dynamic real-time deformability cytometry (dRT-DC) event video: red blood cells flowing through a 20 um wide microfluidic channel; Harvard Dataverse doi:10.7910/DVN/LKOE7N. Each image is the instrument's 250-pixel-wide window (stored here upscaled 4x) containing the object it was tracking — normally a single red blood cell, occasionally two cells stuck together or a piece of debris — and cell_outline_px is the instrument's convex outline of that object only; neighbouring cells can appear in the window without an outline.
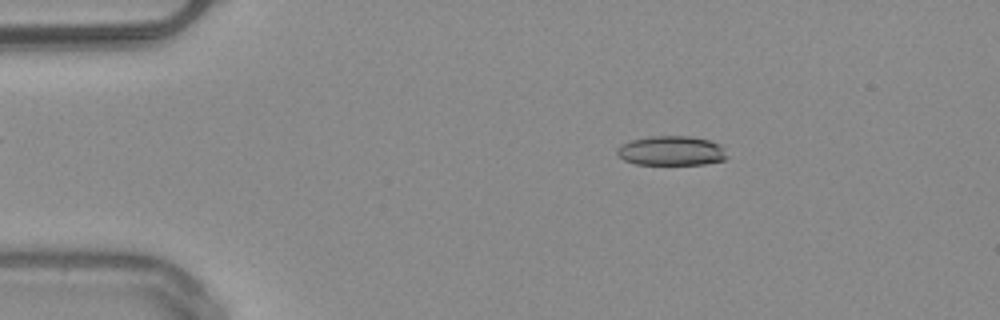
{"species": "common noctule bat (a hibernating species)", "species_latin": "Nyctalus noctula", "temperature_condition": "warm", "stored_images_in_passage": 50, "camera_frame_rate_fps": 3000, "um_per_image_px": 0.085, "animal": {"sex": "male", "body_mass_g": 20.4}, "frame": {"image": 1, "passage_image": 9, "time_ms": 2.667, "image_size_px": [1000, 320], "cell_outline_px": [[728, 156], [724, 160], [704, 164], [636, 164], [624, 160], [616, 152], [624, 144], [632, 140], [652, 136], [688, 136], [712, 140], [720, 144]], "centroid_in_image_um": [57.13, 12.81], "position_along_channel_um": 27.9, "area_um2": 18.73}}
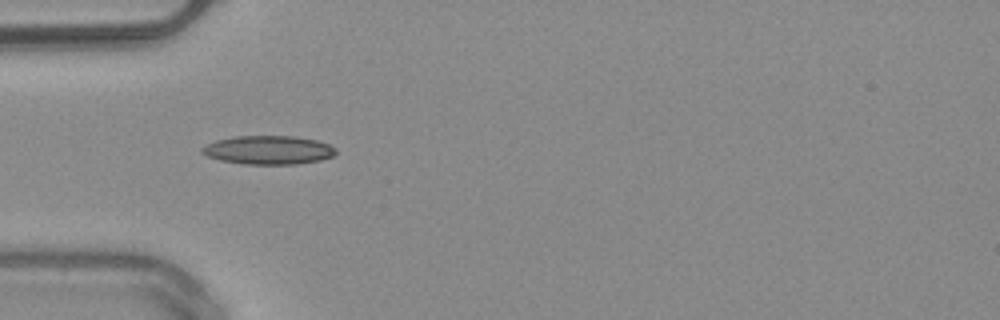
{"frame": {"image": 2, "passage_image": 16, "time_ms": 5.0, "image_size_px": [1000, 320], "cell_outline_px": [[336, 152], [332, 156], [320, 160], [296, 164], [240, 164], [220, 160], [208, 156], [200, 152], [200, 148], [216, 140], [232, 136], [296, 136], [316, 140], [328, 144], [336, 148]], "centroid_in_image_um": [22.79, 12.75], "position_along_channel_um": 62.2, "area_um2": 22.43}}
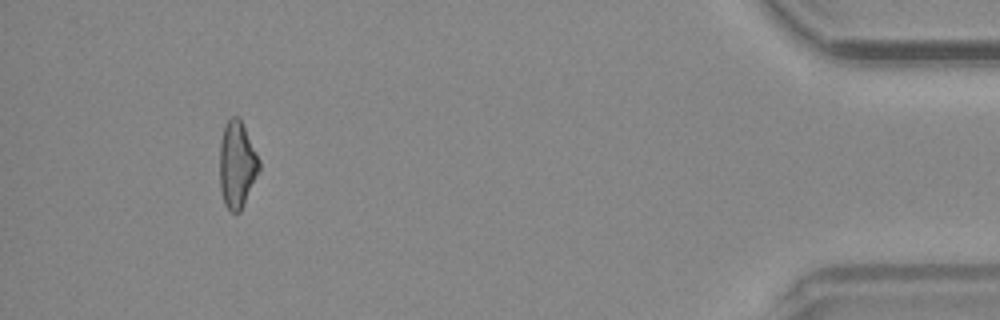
{"frame": {"image": 3, "passage_image": 47, "time_ms": 15.333, "image_size_px": [1000, 320], "cell_outline_px": [[260, 168], [244, 204], [240, 212], [232, 212], [224, 204], [220, 188], [220, 140], [224, 128], [228, 120], [232, 116], [236, 116], [240, 120], [260, 160]], "centroid_in_image_um": [20.13, 14.02], "position_along_channel_um": 415.1, "area_um2": 19.59}, "authors_computed_cell_mechanics": {"area_um2": 19.941, "velocity_mm_per_s": 4.07, "shape_relaxation_time_tau1_ms": 6.4904, "shape_relaxation_time_tau2_ms": 3.1431, "deformation_change_tau1": 0.1964, "deformation_change_tau2": 0.1337}}